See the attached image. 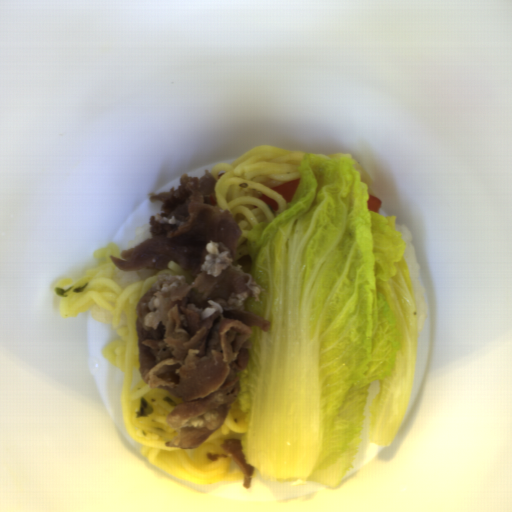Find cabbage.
Here are the masks:
<instances>
[{"instance_id":"1","label":"cabbage","mask_w":512,"mask_h":512,"mask_svg":"<svg viewBox=\"0 0 512 512\" xmlns=\"http://www.w3.org/2000/svg\"><path fill=\"white\" fill-rule=\"evenodd\" d=\"M355 164L304 152L291 201L236 250L266 290L244 308L271 322L251 326L232 402L262 479L338 488L375 381L369 440L390 448L407 415L422 333L407 247L393 214L368 209Z\"/></svg>"}]
</instances>
